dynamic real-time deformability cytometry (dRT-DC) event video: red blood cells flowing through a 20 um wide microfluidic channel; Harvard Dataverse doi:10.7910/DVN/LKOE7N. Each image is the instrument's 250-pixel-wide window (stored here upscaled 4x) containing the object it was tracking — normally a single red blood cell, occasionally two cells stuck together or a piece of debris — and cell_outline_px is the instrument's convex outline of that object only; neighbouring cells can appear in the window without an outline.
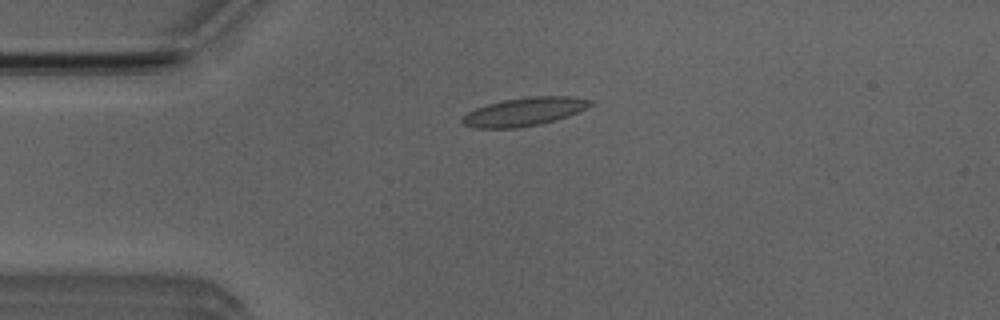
{"species": "Egyptian fruit bat (a non-hibernating species)", "species_latin": "Rousettus aegyptiacus", "temperature_condition": "room temperature", "stored_images_in_passage": 51, "camera_frame_rate_fps": 3000, "um_per_image_px": 0.085, "animal": {"sex": "male"}, "frame": {"image": 1, "passage_image": 12, "time_ms": 3.667, "image_size_px": [1000, 320], "cell_outline_px": [[596, 100], [592, 104], [568, 116], [540, 124], [516, 128], [476, 128], [460, 124], [460, 120], [468, 112], [476, 108], [488, 104], [504, 100], [528, 96], [572, 96]], "centroid_in_image_um": [44.55, 9.49], "position_along_channel_um": 40.4, "area_um2": 21.15}}
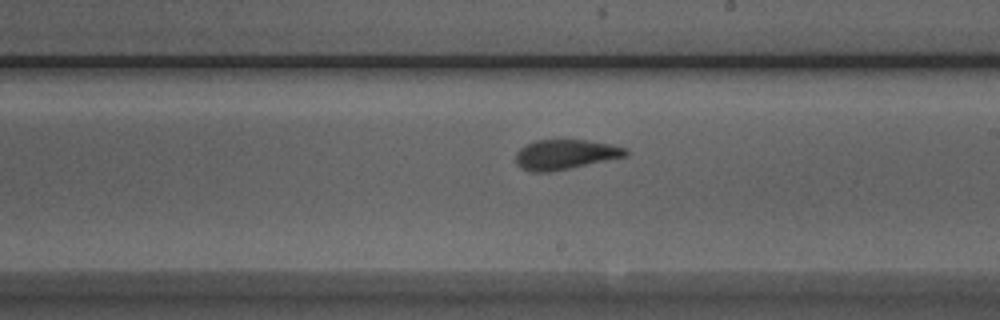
{"frame": {"image": 2, "passage_image": 29, "time_ms": 9.333, "image_size_px": [1000, 320], "cell_outline_px": [[628, 156], [552, 172], [528, 172], [520, 168], [516, 164], [516, 152], [524, 144], [536, 140], [588, 140], [612, 144], [628, 148]], "centroid_in_image_um": [48.04, 13.13], "position_along_channel_um": 241.0, "area_um2": 19.54}}
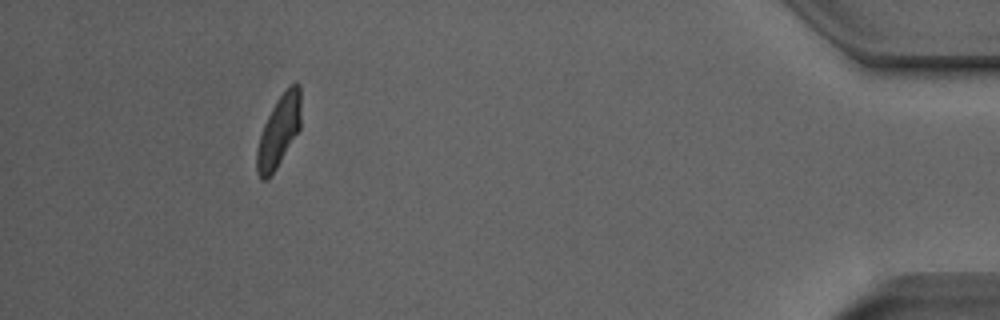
{"frame": {"image": 3, "passage_image": 47, "time_ms": 15.333, "image_size_px": [1000, 320], "cell_outline_px": [[300, 128], [276, 168], [268, 180], [260, 180], [256, 172], [256, 148], [264, 124], [276, 100], [288, 84], [296, 80], [300, 84]], "centroid_in_image_um": [23.69, 11.13], "position_along_channel_um": 411.5, "area_um2": 18.55}, "authors_computed_cell_mechanics": {"area_um2": 19.5364, "velocity_mm_per_s": 3.9604, "shape_relaxation_time_tau1_ms": 4.5736, "shape_relaxation_time_tau2_ms": 0.9422, "deformation_change_tau1": 0.1672, "deformation_change_tau2": 0.0695}}